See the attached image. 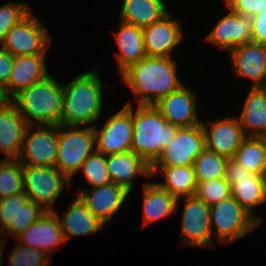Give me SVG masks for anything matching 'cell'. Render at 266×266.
<instances>
[{
	"instance_id": "obj_2",
	"label": "cell",
	"mask_w": 266,
	"mask_h": 266,
	"mask_svg": "<svg viewBox=\"0 0 266 266\" xmlns=\"http://www.w3.org/2000/svg\"><path fill=\"white\" fill-rule=\"evenodd\" d=\"M99 67L81 72L63 83L61 125L93 127L101 122L107 82L100 76Z\"/></svg>"
},
{
	"instance_id": "obj_43",
	"label": "cell",
	"mask_w": 266,
	"mask_h": 266,
	"mask_svg": "<svg viewBox=\"0 0 266 266\" xmlns=\"http://www.w3.org/2000/svg\"><path fill=\"white\" fill-rule=\"evenodd\" d=\"M7 101L9 100L6 98L3 89L0 88V107H2Z\"/></svg>"
},
{
	"instance_id": "obj_3",
	"label": "cell",
	"mask_w": 266,
	"mask_h": 266,
	"mask_svg": "<svg viewBox=\"0 0 266 266\" xmlns=\"http://www.w3.org/2000/svg\"><path fill=\"white\" fill-rule=\"evenodd\" d=\"M9 101L28 125H61L63 83L52 73Z\"/></svg>"
},
{
	"instance_id": "obj_44",
	"label": "cell",
	"mask_w": 266,
	"mask_h": 266,
	"mask_svg": "<svg viewBox=\"0 0 266 266\" xmlns=\"http://www.w3.org/2000/svg\"><path fill=\"white\" fill-rule=\"evenodd\" d=\"M262 87L264 88V90L266 92V83Z\"/></svg>"
},
{
	"instance_id": "obj_19",
	"label": "cell",
	"mask_w": 266,
	"mask_h": 266,
	"mask_svg": "<svg viewBox=\"0 0 266 266\" xmlns=\"http://www.w3.org/2000/svg\"><path fill=\"white\" fill-rule=\"evenodd\" d=\"M15 240L32 249L43 251L52 259L66 242L59 218L54 211H45Z\"/></svg>"
},
{
	"instance_id": "obj_40",
	"label": "cell",
	"mask_w": 266,
	"mask_h": 266,
	"mask_svg": "<svg viewBox=\"0 0 266 266\" xmlns=\"http://www.w3.org/2000/svg\"><path fill=\"white\" fill-rule=\"evenodd\" d=\"M252 42L266 46V5L261 12L251 17Z\"/></svg>"
},
{
	"instance_id": "obj_37",
	"label": "cell",
	"mask_w": 266,
	"mask_h": 266,
	"mask_svg": "<svg viewBox=\"0 0 266 266\" xmlns=\"http://www.w3.org/2000/svg\"><path fill=\"white\" fill-rule=\"evenodd\" d=\"M195 196L211 206L231 196V186L225 178L197 182Z\"/></svg>"
},
{
	"instance_id": "obj_23",
	"label": "cell",
	"mask_w": 266,
	"mask_h": 266,
	"mask_svg": "<svg viewBox=\"0 0 266 266\" xmlns=\"http://www.w3.org/2000/svg\"><path fill=\"white\" fill-rule=\"evenodd\" d=\"M116 29L113 31L115 39L116 52H114V60L119 75L130 67L146 57L143 30L133 24L125 23L118 19Z\"/></svg>"
},
{
	"instance_id": "obj_34",
	"label": "cell",
	"mask_w": 266,
	"mask_h": 266,
	"mask_svg": "<svg viewBox=\"0 0 266 266\" xmlns=\"http://www.w3.org/2000/svg\"><path fill=\"white\" fill-rule=\"evenodd\" d=\"M24 192L23 165L18 159L0 160V199Z\"/></svg>"
},
{
	"instance_id": "obj_31",
	"label": "cell",
	"mask_w": 266,
	"mask_h": 266,
	"mask_svg": "<svg viewBox=\"0 0 266 266\" xmlns=\"http://www.w3.org/2000/svg\"><path fill=\"white\" fill-rule=\"evenodd\" d=\"M27 201L29 198L24 192L0 199V239L7 241V236L18 237L19 207Z\"/></svg>"
},
{
	"instance_id": "obj_15",
	"label": "cell",
	"mask_w": 266,
	"mask_h": 266,
	"mask_svg": "<svg viewBox=\"0 0 266 266\" xmlns=\"http://www.w3.org/2000/svg\"><path fill=\"white\" fill-rule=\"evenodd\" d=\"M77 195L82 199L100 221L107 227L112 223L114 216L121 211V208L130 198L131 193L124 186L113 182L94 188H76Z\"/></svg>"
},
{
	"instance_id": "obj_18",
	"label": "cell",
	"mask_w": 266,
	"mask_h": 266,
	"mask_svg": "<svg viewBox=\"0 0 266 266\" xmlns=\"http://www.w3.org/2000/svg\"><path fill=\"white\" fill-rule=\"evenodd\" d=\"M223 8L226 14L220 16L205 41L228 54L236 46L252 42L251 17L239 15L225 5Z\"/></svg>"
},
{
	"instance_id": "obj_20",
	"label": "cell",
	"mask_w": 266,
	"mask_h": 266,
	"mask_svg": "<svg viewBox=\"0 0 266 266\" xmlns=\"http://www.w3.org/2000/svg\"><path fill=\"white\" fill-rule=\"evenodd\" d=\"M228 54L235 79L251 82L249 87H262L266 83V46L245 43Z\"/></svg>"
},
{
	"instance_id": "obj_24",
	"label": "cell",
	"mask_w": 266,
	"mask_h": 266,
	"mask_svg": "<svg viewBox=\"0 0 266 266\" xmlns=\"http://www.w3.org/2000/svg\"><path fill=\"white\" fill-rule=\"evenodd\" d=\"M106 165L112 182L124 186L133 192L135 181L139 176L152 178L151 166L133 151L106 155Z\"/></svg>"
},
{
	"instance_id": "obj_8",
	"label": "cell",
	"mask_w": 266,
	"mask_h": 266,
	"mask_svg": "<svg viewBox=\"0 0 266 266\" xmlns=\"http://www.w3.org/2000/svg\"><path fill=\"white\" fill-rule=\"evenodd\" d=\"M225 179L231 186V196L259 223V227L263 225L264 217L256 209L266 205V176L253 174L230 158Z\"/></svg>"
},
{
	"instance_id": "obj_1",
	"label": "cell",
	"mask_w": 266,
	"mask_h": 266,
	"mask_svg": "<svg viewBox=\"0 0 266 266\" xmlns=\"http://www.w3.org/2000/svg\"><path fill=\"white\" fill-rule=\"evenodd\" d=\"M175 57L146 56L119 76L129 89L136 105H155L185 84L180 78Z\"/></svg>"
},
{
	"instance_id": "obj_11",
	"label": "cell",
	"mask_w": 266,
	"mask_h": 266,
	"mask_svg": "<svg viewBox=\"0 0 266 266\" xmlns=\"http://www.w3.org/2000/svg\"><path fill=\"white\" fill-rule=\"evenodd\" d=\"M95 148L104 155L131 150L133 135V104H125L110 114L100 128L94 125Z\"/></svg>"
},
{
	"instance_id": "obj_27",
	"label": "cell",
	"mask_w": 266,
	"mask_h": 266,
	"mask_svg": "<svg viewBox=\"0 0 266 266\" xmlns=\"http://www.w3.org/2000/svg\"><path fill=\"white\" fill-rule=\"evenodd\" d=\"M237 116L245 136L266 137V92L263 87H250Z\"/></svg>"
},
{
	"instance_id": "obj_42",
	"label": "cell",
	"mask_w": 266,
	"mask_h": 266,
	"mask_svg": "<svg viewBox=\"0 0 266 266\" xmlns=\"http://www.w3.org/2000/svg\"><path fill=\"white\" fill-rule=\"evenodd\" d=\"M6 242L3 239H0V266H3L4 262H3V253L5 252V247H6Z\"/></svg>"
},
{
	"instance_id": "obj_10",
	"label": "cell",
	"mask_w": 266,
	"mask_h": 266,
	"mask_svg": "<svg viewBox=\"0 0 266 266\" xmlns=\"http://www.w3.org/2000/svg\"><path fill=\"white\" fill-rule=\"evenodd\" d=\"M183 201L180 224L179 246H194L215 248L213 239L210 206L196 196L177 199V204Z\"/></svg>"
},
{
	"instance_id": "obj_9",
	"label": "cell",
	"mask_w": 266,
	"mask_h": 266,
	"mask_svg": "<svg viewBox=\"0 0 266 266\" xmlns=\"http://www.w3.org/2000/svg\"><path fill=\"white\" fill-rule=\"evenodd\" d=\"M31 11L6 34L0 46L12 56L48 54L53 37L45 23Z\"/></svg>"
},
{
	"instance_id": "obj_25",
	"label": "cell",
	"mask_w": 266,
	"mask_h": 266,
	"mask_svg": "<svg viewBox=\"0 0 266 266\" xmlns=\"http://www.w3.org/2000/svg\"><path fill=\"white\" fill-rule=\"evenodd\" d=\"M27 127V122L10 101L0 107V153H3V159L18 158Z\"/></svg>"
},
{
	"instance_id": "obj_35",
	"label": "cell",
	"mask_w": 266,
	"mask_h": 266,
	"mask_svg": "<svg viewBox=\"0 0 266 266\" xmlns=\"http://www.w3.org/2000/svg\"><path fill=\"white\" fill-rule=\"evenodd\" d=\"M9 266H52V258L40 250L32 249L20 242H15L9 249Z\"/></svg>"
},
{
	"instance_id": "obj_30",
	"label": "cell",
	"mask_w": 266,
	"mask_h": 266,
	"mask_svg": "<svg viewBox=\"0 0 266 266\" xmlns=\"http://www.w3.org/2000/svg\"><path fill=\"white\" fill-rule=\"evenodd\" d=\"M233 159L249 172L266 176V137L246 136Z\"/></svg>"
},
{
	"instance_id": "obj_39",
	"label": "cell",
	"mask_w": 266,
	"mask_h": 266,
	"mask_svg": "<svg viewBox=\"0 0 266 266\" xmlns=\"http://www.w3.org/2000/svg\"><path fill=\"white\" fill-rule=\"evenodd\" d=\"M226 7L231 11L248 17L255 16L264 9L266 0H223Z\"/></svg>"
},
{
	"instance_id": "obj_36",
	"label": "cell",
	"mask_w": 266,
	"mask_h": 266,
	"mask_svg": "<svg viewBox=\"0 0 266 266\" xmlns=\"http://www.w3.org/2000/svg\"><path fill=\"white\" fill-rule=\"evenodd\" d=\"M7 1L0 6V44L4 41L11 28L23 20L33 9L24 0L20 2Z\"/></svg>"
},
{
	"instance_id": "obj_21",
	"label": "cell",
	"mask_w": 266,
	"mask_h": 266,
	"mask_svg": "<svg viewBox=\"0 0 266 266\" xmlns=\"http://www.w3.org/2000/svg\"><path fill=\"white\" fill-rule=\"evenodd\" d=\"M56 208L54 212L59 218L65 241L71 237H89L108 227L100 221L76 195L66 210L60 214Z\"/></svg>"
},
{
	"instance_id": "obj_13",
	"label": "cell",
	"mask_w": 266,
	"mask_h": 266,
	"mask_svg": "<svg viewBox=\"0 0 266 266\" xmlns=\"http://www.w3.org/2000/svg\"><path fill=\"white\" fill-rule=\"evenodd\" d=\"M205 149V136L201 124L180 127L174 138L162 150L151 167L193 165L195 158Z\"/></svg>"
},
{
	"instance_id": "obj_5",
	"label": "cell",
	"mask_w": 266,
	"mask_h": 266,
	"mask_svg": "<svg viewBox=\"0 0 266 266\" xmlns=\"http://www.w3.org/2000/svg\"><path fill=\"white\" fill-rule=\"evenodd\" d=\"M96 150L94 127L58 125L55 167L74 182L82 163ZM75 176V177H74Z\"/></svg>"
},
{
	"instance_id": "obj_14",
	"label": "cell",
	"mask_w": 266,
	"mask_h": 266,
	"mask_svg": "<svg viewBox=\"0 0 266 266\" xmlns=\"http://www.w3.org/2000/svg\"><path fill=\"white\" fill-rule=\"evenodd\" d=\"M184 23L168 12L160 20L142 28L144 49L147 56L173 57L174 51L186 38ZM177 47V48H176Z\"/></svg>"
},
{
	"instance_id": "obj_16",
	"label": "cell",
	"mask_w": 266,
	"mask_h": 266,
	"mask_svg": "<svg viewBox=\"0 0 266 266\" xmlns=\"http://www.w3.org/2000/svg\"><path fill=\"white\" fill-rule=\"evenodd\" d=\"M205 148L214 151L227 159L233 158L246 137L238 116L225 115V117L203 120L201 122Z\"/></svg>"
},
{
	"instance_id": "obj_7",
	"label": "cell",
	"mask_w": 266,
	"mask_h": 266,
	"mask_svg": "<svg viewBox=\"0 0 266 266\" xmlns=\"http://www.w3.org/2000/svg\"><path fill=\"white\" fill-rule=\"evenodd\" d=\"M71 189L70 180L55 166L23 165V188L29 200L45 211H54L63 192Z\"/></svg>"
},
{
	"instance_id": "obj_28",
	"label": "cell",
	"mask_w": 266,
	"mask_h": 266,
	"mask_svg": "<svg viewBox=\"0 0 266 266\" xmlns=\"http://www.w3.org/2000/svg\"><path fill=\"white\" fill-rule=\"evenodd\" d=\"M167 0H122L118 19L140 28L150 26L169 11Z\"/></svg>"
},
{
	"instance_id": "obj_32",
	"label": "cell",
	"mask_w": 266,
	"mask_h": 266,
	"mask_svg": "<svg viewBox=\"0 0 266 266\" xmlns=\"http://www.w3.org/2000/svg\"><path fill=\"white\" fill-rule=\"evenodd\" d=\"M227 161V158L205 148L193 162L196 181L225 178Z\"/></svg>"
},
{
	"instance_id": "obj_41",
	"label": "cell",
	"mask_w": 266,
	"mask_h": 266,
	"mask_svg": "<svg viewBox=\"0 0 266 266\" xmlns=\"http://www.w3.org/2000/svg\"><path fill=\"white\" fill-rule=\"evenodd\" d=\"M14 56L0 46V88H4L12 71Z\"/></svg>"
},
{
	"instance_id": "obj_22",
	"label": "cell",
	"mask_w": 266,
	"mask_h": 266,
	"mask_svg": "<svg viewBox=\"0 0 266 266\" xmlns=\"http://www.w3.org/2000/svg\"><path fill=\"white\" fill-rule=\"evenodd\" d=\"M47 56V54H35L14 57L8 83L3 88L8 100L21 90L45 79L52 73L47 66Z\"/></svg>"
},
{
	"instance_id": "obj_26",
	"label": "cell",
	"mask_w": 266,
	"mask_h": 266,
	"mask_svg": "<svg viewBox=\"0 0 266 266\" xmlns=\"http://www.w3.org/2000/svg\"><path fill=\"white\" fill-rule=\"evenodd\" d=\"M152 179L154 181L150 180L142 184L143 226L175 215L181 206L177 204L175 197L156 182L157 178Z\"/></svg>"
},
{
	"instance_id": "obj_4",
	"label": "cell",
	"mask_w": 266,
	"mask_h": 266,
	"mask_svg": "<svg viewBox=\"0 0 266 266\" xmlns=\"http://www.w3.org/2000/svg\"><path fill=\"white\" fill-rule=\"evenodd\" d=\"M126 104H133L131 151L139 154L152 166L174 138L179 127L168 123L154 105H135L130 100Z\"/></svg>"
},
{
	"instance_id": "obj_38",
	"label": "cell",
	"mask_w": 266,
	"mask_h": 266,
	"mask_svg": "<svg viewBox=\"0 0 266 266\" xmlns=\"http://www.w3.org/2000/svg\"><path fill=\"white\" fill-rule=\"evenodd\" d=\"M44 212L45 210L32 200H29L23 206H20L18 215V236L31 224L37 221Z\"/></svg>"
},
{
	"instance_id": "obj_6",
	"label": "cell",
	"mask_w": 266,
	"mask_h": 266,
	"mask_svg": "<svg viewBox=\"0 0 266 266\" xmlns=\"http://www.w3.org/2000/svg\"><path fill=\"white\" fill-rule=\"evenodd\" d=\"M213 239L218 244H233L245 238L259 223L232 197L210 206Z\"/></svg>"
},
{
	"instance_id": "obj_17",
	"label": "cell",
	"mask_w": 266,
	"mask_h": 266,
	"mask_svg": "<svg viewBox=\"0 0 266 266\" xmlns=\"http://www.w3.org/2000/svg\"><path fill=\"white\" fill-rule=\"evenodd\" d=\"M187 85V86H186ZM187 84L182 85L175 92L162 98L154 106L161 112L168 123L180 127H191L201 124L199 114L198 90ZM198 96V97H197ZM199 106V107H198ZM199 114V115H198Z\"/></svg>"
},
{
	"instance_id": "obj_33",
	"label": "cell",
	"mask_w": 266,
	"mask_h": 266,
	"mask_svg": "<svg viewBox=\"0 0 266 266\" xmlns=\"http://www.w3.org/2000/svg\"><path fill=\"white\" fill-rule=\"evenodd\" d=\"M80 174L86 183L83 188H94L112 182L106 165V155L96 150L82 163L76 175Z\"/></svg>"
},
{
	"instance_id": "obj_29",
	"label": "cell",
	"mask_w": 266,
	"mask_h": 266,
	"mask_svg": "<svg viewBox=\"0 0 266 266\" xmlns=\"http://www.w3.org/2000/svg\"><path fill=\"white\" fill-rule=\"evenodd\" d=\"M156 175L164 179L157 183L176 199L195 196L197 181L193 165L151 167L152 178H156Z\"/></svg>"
},
{
	"instance_id": "obj_12",
	"label": "cell",
	"mask_w": 266,
	"mask_h": 266,
	"mask_svg": "<svg viewBox=\"0 0 266 266\" xmlns=\"http://www.w3.org/2000/svg\"><path fill=\"white\" fill-rule=\"evenodd\" d=\"M58 125H28L18 160L28 166H55Z\"/></svg>"
}]
</instances>
